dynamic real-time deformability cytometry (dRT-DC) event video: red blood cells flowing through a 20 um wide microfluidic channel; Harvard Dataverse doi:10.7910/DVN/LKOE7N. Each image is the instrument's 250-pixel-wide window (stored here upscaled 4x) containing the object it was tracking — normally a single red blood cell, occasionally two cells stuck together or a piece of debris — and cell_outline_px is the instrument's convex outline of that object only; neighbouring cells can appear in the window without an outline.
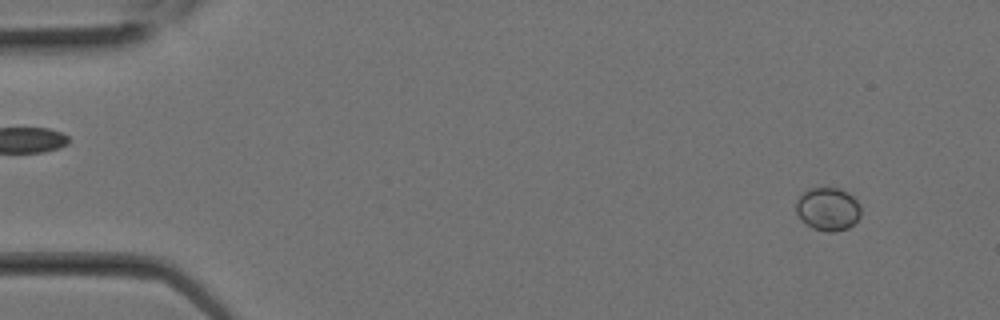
{"species": "Egyptian fruit bat (a non-hibernating species)", "species_latin": "Rousettus aegyptiacus", "temperature_condition": "room temperature", "stored_images_in_passage": 15, "camera_frame_rate_fps": 3000, "um_per_image_px": 0.085, "animal": {"sex": "female"}, "frame": {"image": 1, "passage_image": 1, "time_ms": 0.0, "image_size_px": [1000, 320], "cell_outline_px": [[860, 216], [848, 228], [832, 232], [812, 228], [796, 212], [796, 200], [808, 188], [840, 188], [848, 192], [860, 204]], "centroid_in_image_um": [70.38, 17.74], "position_along_channel_um": 14.6, "area_um2": 16.07}}
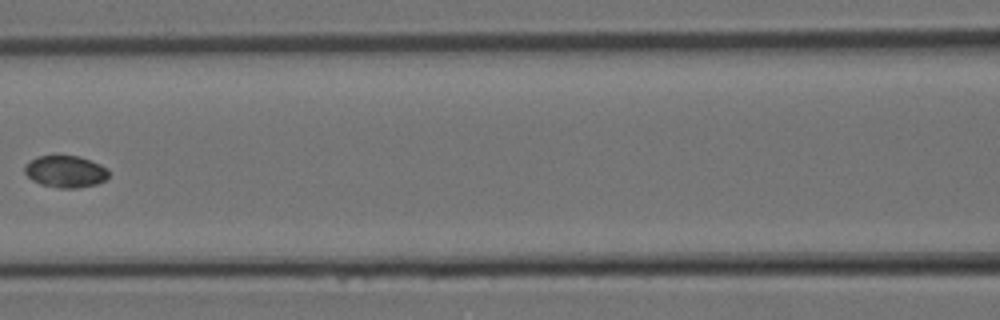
{"frame": {"image": 2, "passage_image": 11, "time_ms": 3.333, "image_size_px": [1000, 320], "cell_outline_px": [[108, 176], [104, 180], [96, 184], [76, 188], [60, 188], [40, 184], [32, 180], [24, 172], [24, 168], [36, 156], [80, 156], [100, 164], [108, 168]], "centroid_in_image_um": [5.58, 14.58], "position_along_channel_um": 161.0, "area_um2": 15.49}}
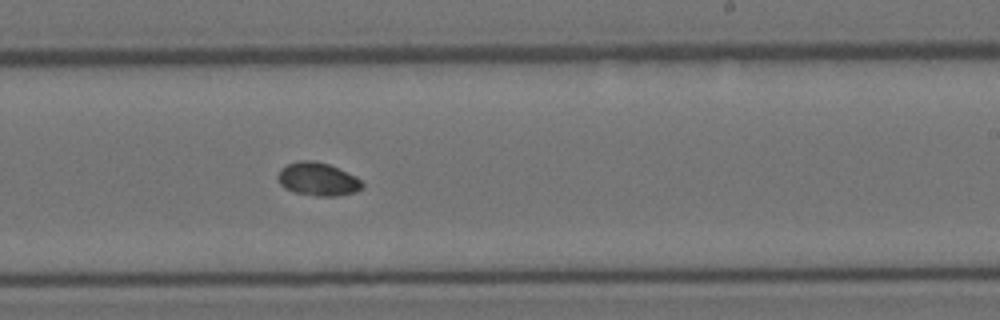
{"frame": {"image": 3, "passage_image": 15, "time_ms": 4.667, "image_size_px": [1000, 320], "cell_outline_px": [[364, 188], [356, 192], [340, 196], [316, 196], [296, 192], [284, 188], [280, 184], [276, 176], [280, 168], [288, 164], [300, 160], [312, 160], [328, 164], [356, 176], [364, 184]], "centroid_in_image_um": [27.02, 15.23], "position_along_channel_um": 262.0, "area_um2": 16.47}}